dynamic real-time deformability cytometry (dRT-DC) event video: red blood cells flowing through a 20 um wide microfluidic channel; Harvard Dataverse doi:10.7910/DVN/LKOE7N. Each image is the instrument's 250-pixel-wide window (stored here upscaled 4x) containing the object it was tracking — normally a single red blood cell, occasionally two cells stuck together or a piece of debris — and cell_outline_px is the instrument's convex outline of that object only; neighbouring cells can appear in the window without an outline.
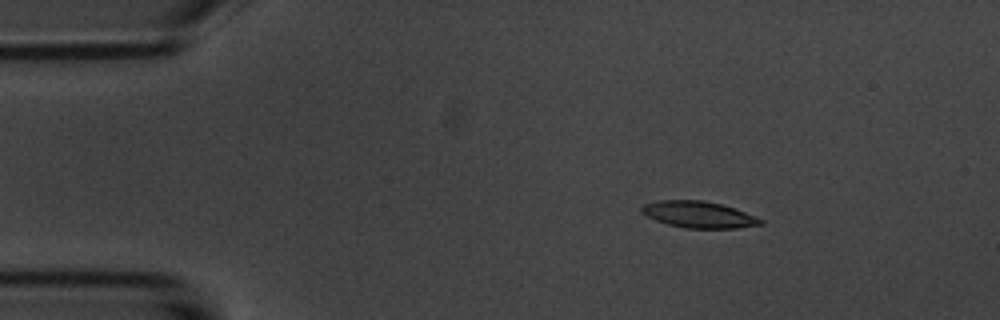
{"species": "common noctule bat (a hibernating species)", "species_latin": "Nyctalus noctula", "temperature_condition": "room temperature", "stored_images_in_passage": 4, "camera_frame_rate_fps": 3000, "um_per_image_px": 0.085, "animal": {"sex": "male", "body_mass_g": 20.1, "forearm_length_mm": 53.5}, "frame": {"image": 1, "passage_image": 2, "time_ms": 1.0, "image_size_px": [1000, 320], "cell_outline_px": [[764, 224], [736, 228], [684, 228], [668, 224], [656, 220], [640, 212], [640, 208], [644, 204], [660, 200], [704, 200], [720, 204], [756, 216], [764, 220]], "centroid_in_image_um": [59.39, 18.24], "position_along_channel_um": 25.6, "area_um2": 18.26}}